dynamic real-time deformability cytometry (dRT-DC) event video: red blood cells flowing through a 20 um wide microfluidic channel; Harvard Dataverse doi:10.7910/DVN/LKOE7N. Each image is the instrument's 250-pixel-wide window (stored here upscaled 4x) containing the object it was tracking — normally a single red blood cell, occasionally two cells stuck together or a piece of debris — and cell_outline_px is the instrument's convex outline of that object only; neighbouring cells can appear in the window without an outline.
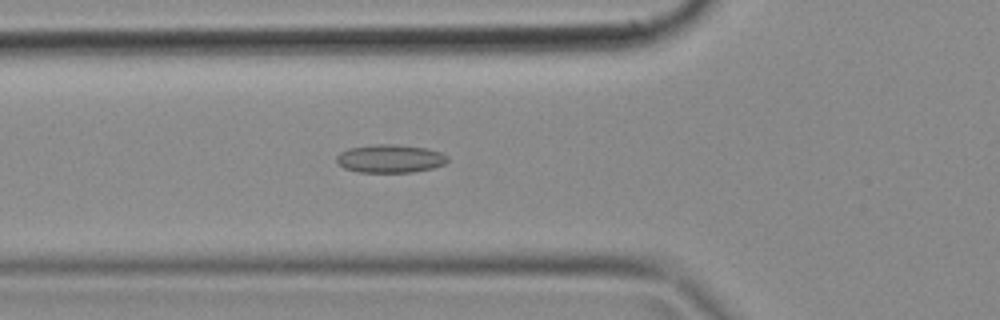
{"species": "common noctule bat (a hibernating species)", "species_latin": "Nyctalus noctula", "temperature_condition": "cold", "stored_images_in_passage": 49, "camera_frame_rate_fps": 3000, "um_per_image_px": 0.085, "animal": {"sex": "female", "body_mass_g": 18.4}, "frame": {"image": 1, "passage_image": 17, "time_ms": 5.333, "image_size_px": [1000, 320], "cell_outline_px": [[448, 160], [444, 164], [432, 168], [412, 172], [360, 172], [344, 168], [336, 160], [336, 156], [340, 152], [348, 148], [372, 144], [396, 144], [428, 148], [440, 152], [448, 156]], "centroid_in_image_um": [33.16, 13.47], "position_along_channel_um": 92.6, "area_um2": 18.32}}
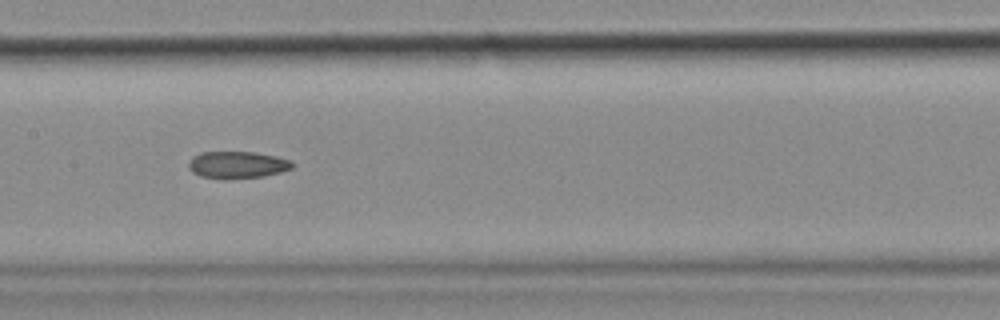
{"frame": {"image": 2, "passage_image": 24, "time_ms": 7.667, "image_size_px": [1000, 320], "cell_outline_px": [[296, 164], [292, 168], [280, 172], [264, 176], [200, 176], [192, 172], [188, 168], [188, 160], [192, 156], [200, 152], [256, 152], [276, 156], [292, 160]], "centroid_in_image_um": [20.2, 13.95], "position_along_channel_um": 187.2, "area_um2": 15.84}}
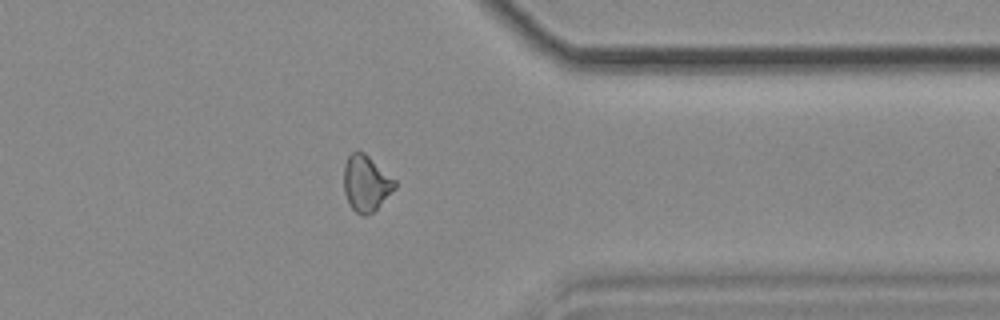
{"frame": {"image": 3, "passage_image": 39, "time_ms": 12.667, "image_size_px": [1000, 320], "cell_outline_px": [[396, 188], [372, 212], [364, 216], [360, 216], [348, 204], [344, 192], [344, 164], [348, 156], [352, 152], [364, 152], [396, 180]], "centroid_in_image_um": [31.1, 15.58], "position_along_channel_um": 380.3, "area_um2": 16.59}}